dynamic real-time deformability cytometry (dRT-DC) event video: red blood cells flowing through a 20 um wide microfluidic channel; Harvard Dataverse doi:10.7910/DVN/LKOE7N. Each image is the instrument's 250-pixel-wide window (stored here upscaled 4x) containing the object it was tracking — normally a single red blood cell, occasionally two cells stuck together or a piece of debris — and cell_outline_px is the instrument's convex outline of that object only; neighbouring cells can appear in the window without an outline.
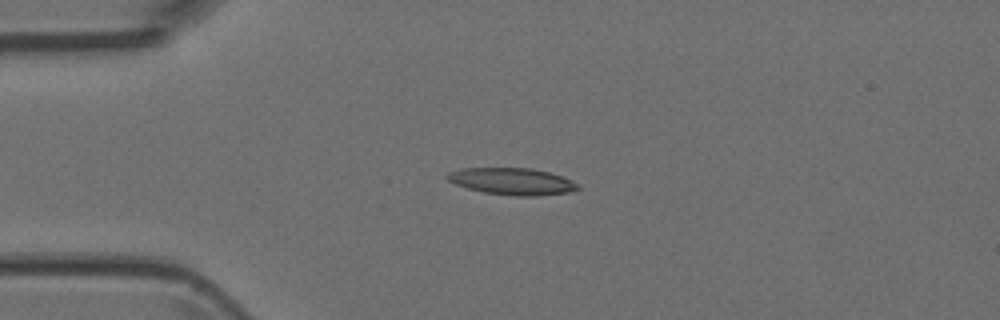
{"species": "Egyptian fruit bat (a non-hibernating species)", "species_latin": "Rousettus aegyptiacus", "temperature_condition": "room temperature", "stored_images_in_passage": 5, "camera_frame_rate_fps": 3000, "um_per_image_px": 0.085, "animal": {"sex": "female"}, "frame": {"image": 1, "passage_image": 2, "time_ms": 2.0, "image_size_px": [1000, 320], "cell_outline_px": [[580, 188], [568, 192], [536, 196], [516, 196], [484, 192], [468, 188], [456, 184], [448, 180], [444, 176], [448, 172], [460, 168], [532, 168], [548, 172], [560, 176], [580, 184]], "centroid_in_image_um": [43.51, 15.41], "position_along_channel_um": 41.5, "area_um2": 20.35}}
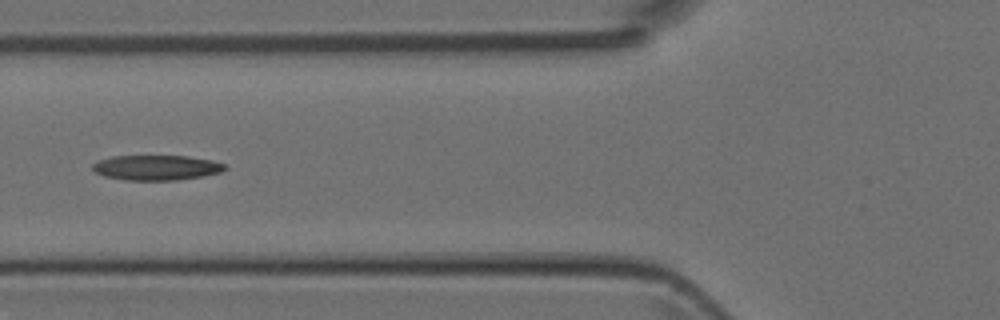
{"frame": {"image": 2, "passage_image": 4, "time_ms": 4.333, "image_size_px": [1000, 320], "cell_outline_px": [[228, 168], [220, 172], [204, 176], [176, 180], [124, 180], [104, 176], [96, 172], [92, 168], [92, 164], [100, 160], [112, 156], [188, 156], [212, 160], [224, 164]], "centroid_in_image_um": [13.31, 14.25], "position_along_channel_um": 112.5, "area_um2": 19.31}}
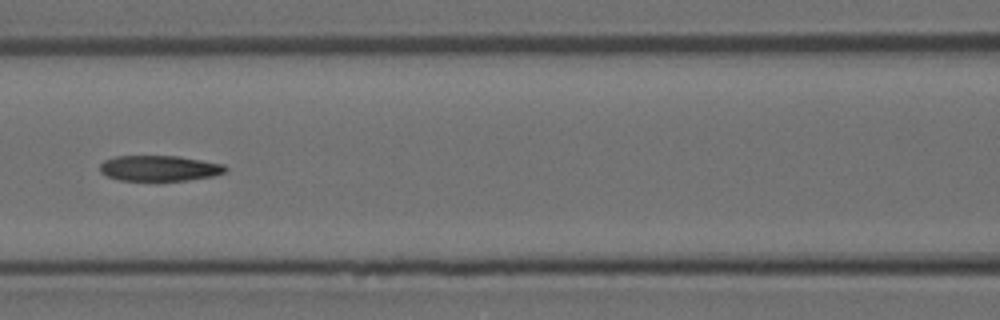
{"frame": {"image": 3, "passage_image": 5, "time_ms": 5.333, "image_size_px": [1000, 320], "cell_outline_px": [[228, 168], [224, 172], [212, 176], [188, 180], [120, 180], [108, 176], [100, 172], [100, 164], [104, 160], [116, 156], [180, 156], [224, 164]], "centroid_in_image_um": [13.55, 14.29], "position_along_channel_um": 153.0, "area_um2": 18.61}}